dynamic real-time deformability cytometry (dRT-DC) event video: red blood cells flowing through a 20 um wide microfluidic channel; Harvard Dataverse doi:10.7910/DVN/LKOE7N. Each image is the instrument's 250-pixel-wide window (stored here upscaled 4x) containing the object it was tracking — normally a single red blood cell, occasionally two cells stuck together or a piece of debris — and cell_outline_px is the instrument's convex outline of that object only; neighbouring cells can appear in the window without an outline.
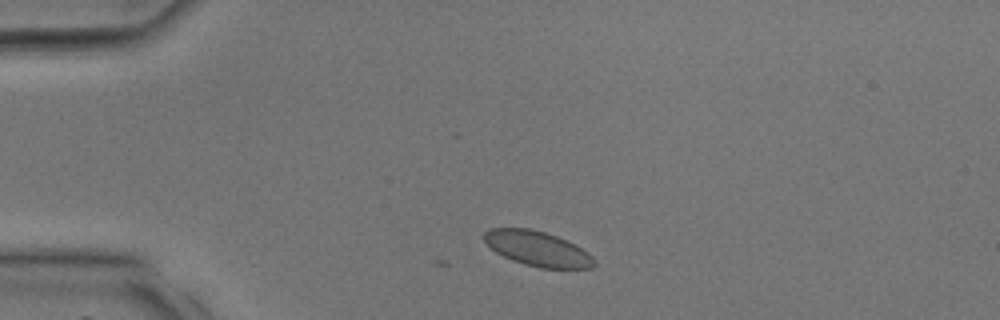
{"species": "common noctule bat (a hibernating species)", "species_latin": "Nyctalus noctula", "temperature_condition": "room temperature", "stored_images_in_passage": 3, "camera_frame_rate_fps": 3000, "um_per_image_px": 0.085, "animal": {"sex": "male", "body_mass_g": 17.9, "forearm_length_mm": 54.2}, "frame": {"image": 1, "passage_image": 3, "time_ms": 0.667, "image_size_px": [1000, 320], "cell_outline_px": [[596, 264], [592, 268], [540, 268], [524, 264], [512, 260], [496, 252], [484, 240], [484, 232], [488, 228], [528, 228], [544, 232], [556, 236], [588, 252], [596, 260]], "centroid_in_image_um": [45.68, 21.14], "position_along_channel_um": 39.3, "area_um2": 22.14}}